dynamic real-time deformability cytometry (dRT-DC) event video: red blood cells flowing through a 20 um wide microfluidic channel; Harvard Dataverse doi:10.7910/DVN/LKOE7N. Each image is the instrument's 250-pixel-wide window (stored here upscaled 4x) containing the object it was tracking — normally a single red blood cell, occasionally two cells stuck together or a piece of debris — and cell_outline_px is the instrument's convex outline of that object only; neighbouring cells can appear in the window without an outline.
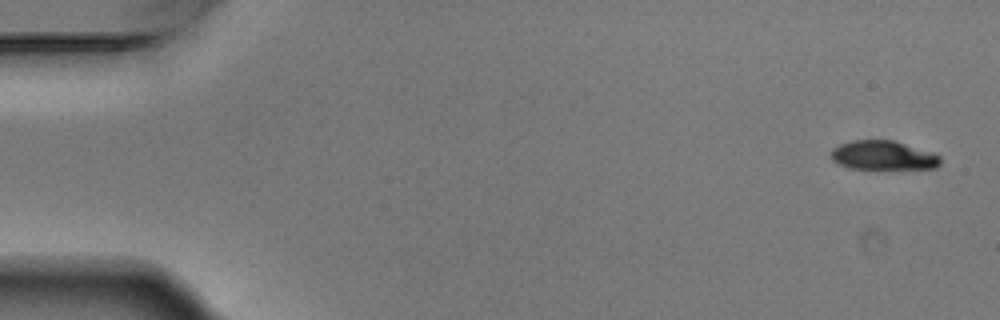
{"species": "Egyptian fruit bat (a non-hibernating species)", "species_latin": "Rousettus aegyptiacus", "temperature_condition": "warm", "stored_images_in_passage": 4, "camera_frame_rate_fps": 3000, "um_per_image_px": 0.085, "animal": {"sex": "male"}, "frame": {"image": 1, "passage_image": 1, "time_ms": 0.0, "image_size_px": [1000, 320], "cell_outline_px": [[940, 164], [936, 168], [888, 172], [848, 168], [832, 160], [828, 156], [828, 152], [832, 148], [840, 144], [852, 140], [892, 140], [932, 152], [940, 156]], "centroid_in_image_um": [75.05, 13.27], "position_along_channel_um": 9.9, "area_um2": 19.77}}